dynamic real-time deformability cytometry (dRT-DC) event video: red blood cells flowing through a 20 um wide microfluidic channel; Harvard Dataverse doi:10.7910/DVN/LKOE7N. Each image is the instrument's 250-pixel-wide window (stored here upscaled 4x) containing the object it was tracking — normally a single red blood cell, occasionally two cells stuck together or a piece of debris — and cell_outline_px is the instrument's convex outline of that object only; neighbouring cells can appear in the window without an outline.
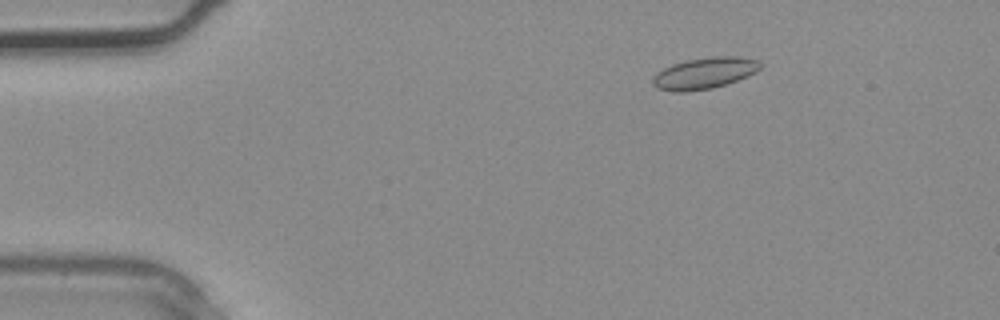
{"species": "common noctule bat (a hibernating species)", "species_latin": "Nyctalus noctula", "temperature_condition": "warm", "stored_images_in_passage": 3, "camera_frame_rate_fps": 3000, "um_per_image_px": 0.085, "animal": {"sex": "male", "body_mass_g": 20.4}, "frame": {"image": 1, "passage_image": 3, "time_ms": 0.667, "image_size_px": [1000, 320], "cell_outline_px": [[764, 64], [756, 72], [748, 76], [712, 88], [688, 92], [672, 92], [656, 88], [652, 84], [652, 76], [656, 72], [672, 64], [688, 60], [712, 56], [740, 56], [760, 60]], "centroid_in_image_um": [59.88, 6.22], "position_along_channel_um": 25.1, "area_um2": 19.94}}